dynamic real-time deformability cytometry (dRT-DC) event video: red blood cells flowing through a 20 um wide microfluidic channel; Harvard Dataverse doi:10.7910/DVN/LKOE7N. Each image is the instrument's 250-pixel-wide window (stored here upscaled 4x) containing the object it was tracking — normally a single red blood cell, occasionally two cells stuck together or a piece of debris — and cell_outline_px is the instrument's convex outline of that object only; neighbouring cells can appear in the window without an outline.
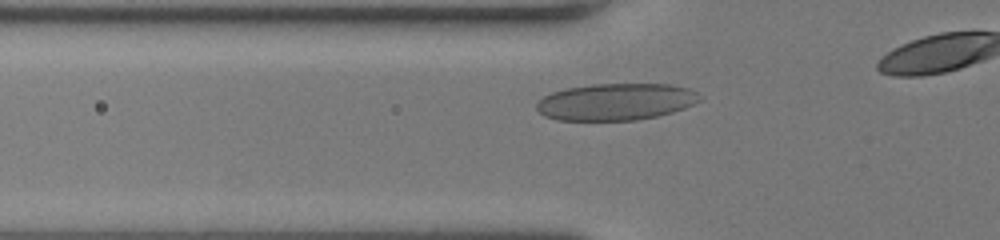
{"species": "human", "species_latin": "Homo sapiens", "temperature_condition": "room temperature", "stored_images_in_passage": 9, "camera_frame_rate_fps": 3000, "um_per_image_px": 0.085, "donor": {"sex": "female"}, "frame": {"image": 1, "passage_image": 3, "time_ms": 0.667, "image_size_px": [1000, 240], "cell_outline_px": [[704, 96], [700, 100], [684, 108], [672, 112], [656, 116], [636, 120], [556, 120], [544, 116], [536, 108], [536, 104], [544, 96], [552, 92], [564, 88], [592, 84], [672, 84], [688, 88]], "centroid_in_image_um": [52.35, 8.64], "position_along_channel_um": 73.5, "area_um2": 35.14}}
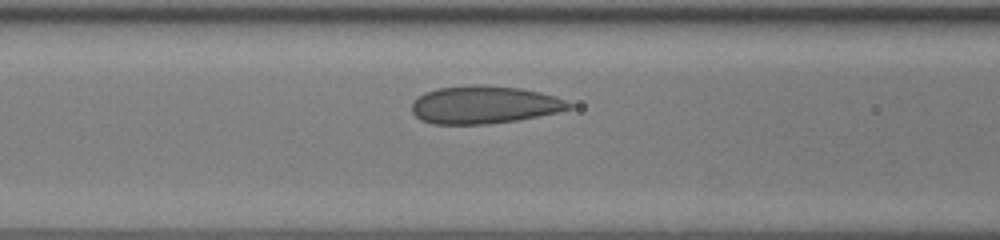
{"frame": {"image": 2, "passage_image": 7, "time_ms": 2.0, "image_size_px": [1000, 240], "cell_outline_px": [[572, 108], [556, 112], [516, 120], [488, 124], [432, 124], [420, 120], [412, 112], [412, 100], [424, 92], [436, 88], [476, 84], [480, 84], [520, 88], [540, 92], [556, 96], [572, 104]], "centroid_in_image_um": [41.1, 8.9], "position_along_channel_um": 125.5, "area_um2": 34.68}}